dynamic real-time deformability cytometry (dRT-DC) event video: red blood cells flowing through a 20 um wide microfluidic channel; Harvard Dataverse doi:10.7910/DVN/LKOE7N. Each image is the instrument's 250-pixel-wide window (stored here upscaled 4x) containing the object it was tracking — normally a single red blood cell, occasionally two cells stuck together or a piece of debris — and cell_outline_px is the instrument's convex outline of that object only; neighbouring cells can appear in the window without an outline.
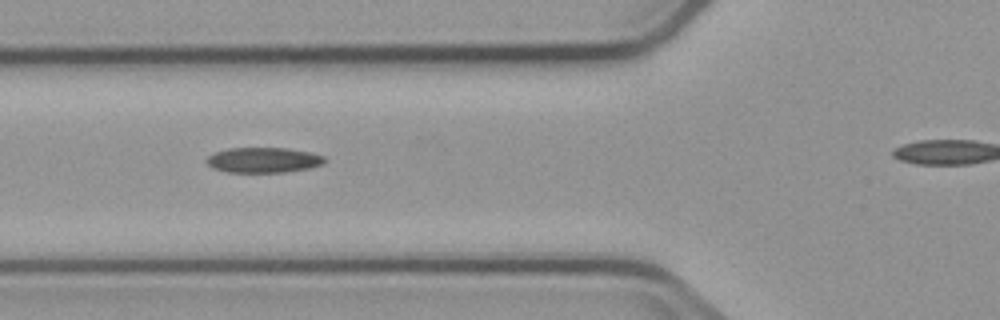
{"species": "common noctule bat (a hibernating species)", "species_latin": "Nyctalus noctula", "temperature_condition": "cold", "stored_images_in_passage": 7, "camera_frame_rate_fps": 3000, "um_per_image_px": 0.085, "animal": {"sex": "male", "body_mass_g": 23.1, "forearm_length_mm": 52.7}, "frame": {"image": 1, "passage_image": 6, "time_ms": 6.0, "image_size_px": [1000, 320], "cell_outline_px": [[328, 160], [324, 164], [308, 168], [284, 172], [228, 172], [212, 168], [204, 160], [208, 156], [216, 152], [228, 148], [288, 148], [308, 152], [324, 156]], "centroid_in_image_um": [22.39, 13.6], "position_along_channel_um": 103.4, "area_um2": 17.4}}